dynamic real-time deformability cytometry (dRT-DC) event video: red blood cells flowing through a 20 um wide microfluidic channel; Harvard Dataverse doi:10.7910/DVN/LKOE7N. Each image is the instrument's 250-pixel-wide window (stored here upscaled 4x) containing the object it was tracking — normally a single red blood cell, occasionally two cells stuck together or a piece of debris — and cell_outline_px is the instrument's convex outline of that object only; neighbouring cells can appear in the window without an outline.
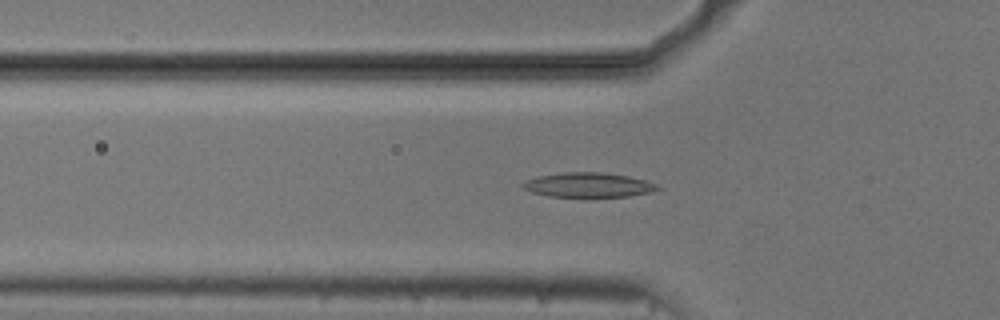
{"species": "common noctule bat (a hibernating species)", "species_latin": "Nyctalus noctula", "temperature_condition": "cold", "stored_images_in_passage": 54, "camera_frame_rate_fps": 3000, "um_per_image_px": 0.085, "animal": {"sex": "male", "body_mass_g": 20.5, "forearm_length_mm": 52.5}, "frame": {"image": 1, "passage_image": 17, "time_ms": 5.333, "image_size_px": [1000, 320], "cell_outline_px": [[660, 188], [648, 192], [628, 196], [588, 200], [548, 196], [532, 192], [524, 188], [520, 184], [524, 180], [536, 176], [564, 172], [604, 172], [628, 176], [644, 180], [656, 184]], "centroid_in_image_um": [49.94, 15.76], "position_along_channel_um": 75.9, "area_um2": 20.23}}
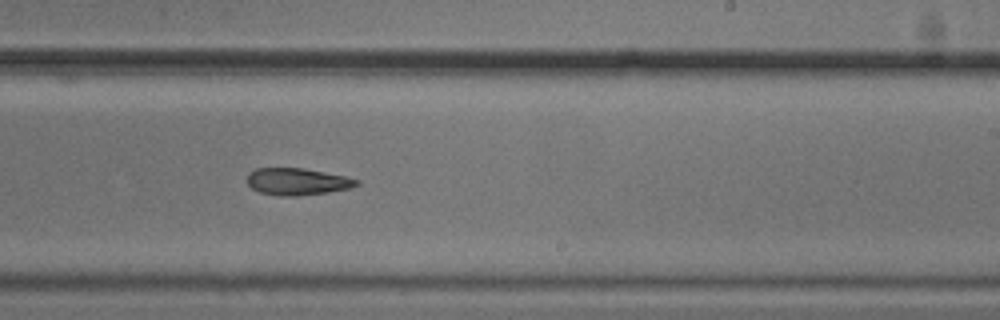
{"frame": {"image": 2, "passage_image": 32, "time_ms": 10.333, "image_size_px": [1000, 320], "cell_outline_px": [[360, 184], [348, 188], [328, 192], [296, 196], [280, 196], [260, 192], [252, 188], [248, 184], [248, 172], [256, 168], [304, 168], [344, 176], [360, 180]], "centroid_in_image_um": [25.25, 15.43], "position_along_channel_um": 263.7, "area_um2": 17.11}}
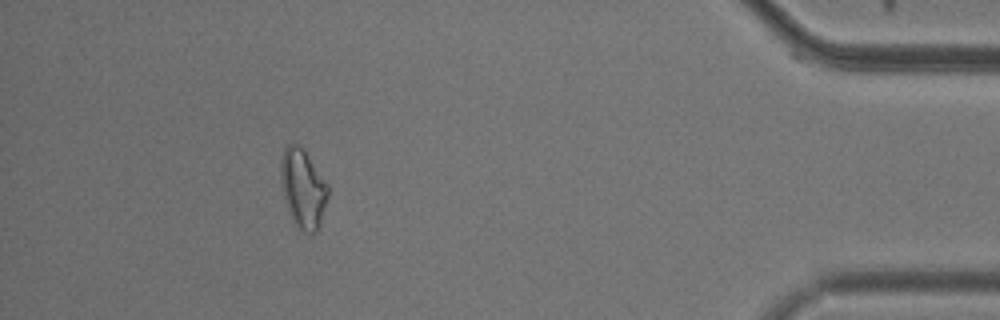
{"frame": {"image": 3, "passage_image": 48, "time_ms": 15.667, "image_size_px": [1000, 320], "cell_outline_px": [[328, 196], [320, 224], [316, 232], [304, 232], [292, 220], [280, 184], [280, 156], [284, 148], [288, 144], [300, 144], [304, 148], [328, 184]], "centroid_in_image_um": [25.74, 15.96], "position_along_channel_um": 409.5, "area_um2": 21.85}}